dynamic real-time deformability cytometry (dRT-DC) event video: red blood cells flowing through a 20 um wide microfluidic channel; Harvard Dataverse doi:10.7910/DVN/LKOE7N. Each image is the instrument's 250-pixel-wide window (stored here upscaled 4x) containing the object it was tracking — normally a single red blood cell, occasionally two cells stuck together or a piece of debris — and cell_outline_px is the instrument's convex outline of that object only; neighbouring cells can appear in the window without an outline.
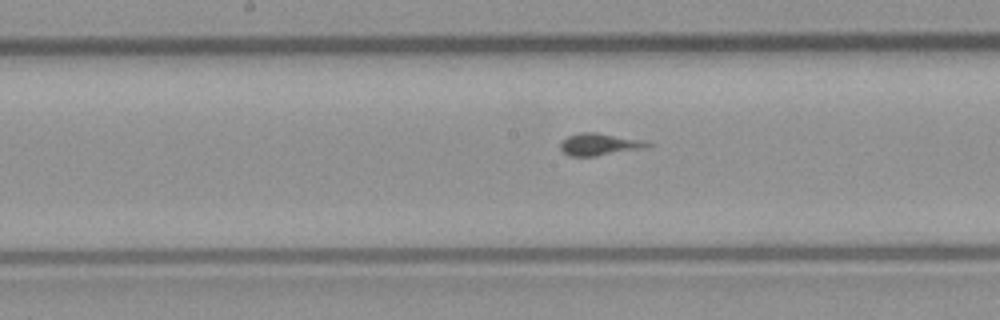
{"species": "common noctule bat (a hibernating species)", "species_latin": "Nyctalus noctula", "temperature_condition": "room temperature", "stored_images_in_passage": 21, "camera_frame_rate_fps": 3000, "um_per_image_px": 0.085, "animal": {"sex": "male", "body_mass_g": 23.1, "forearm_length_mm": 52.7}, "frame": {"image": 1, "passage_image": 7, "time_ms": 2.0, "image_size_px": [1000, 320], "cell_outline_px": [[652, 144], [648, 148], [596, 156], [572, 156], [564, 152], [560, 148], [560, 144], [568, 136], [580, 132], [596, 132], [648, 140]], "centroid_in_image_um": [51.05, 12.26], "position_along_channel_um": 197.1, "area_um2": 11.44}}
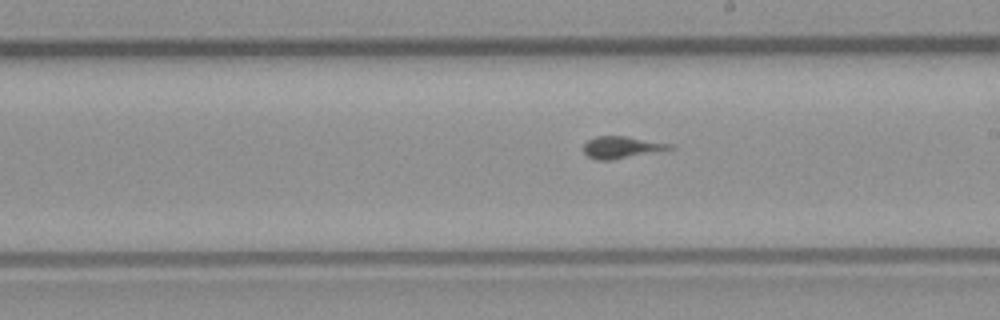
{"frame": {"image": 2, "passage_image": 10, "time_ms": 3.0, "image_size_px": [1000, 320], "cell_outline_px": [[672, 148], [612, 160], [596, 160], [588, 156], [584, 152], [584, 144], [588, 140], [596, 136], [624, 136], [672, 144]], "centroid_in_image_um": [52.76, 12.52], "position_along_channel_um": 236.2, "area_um2": 10.69}}